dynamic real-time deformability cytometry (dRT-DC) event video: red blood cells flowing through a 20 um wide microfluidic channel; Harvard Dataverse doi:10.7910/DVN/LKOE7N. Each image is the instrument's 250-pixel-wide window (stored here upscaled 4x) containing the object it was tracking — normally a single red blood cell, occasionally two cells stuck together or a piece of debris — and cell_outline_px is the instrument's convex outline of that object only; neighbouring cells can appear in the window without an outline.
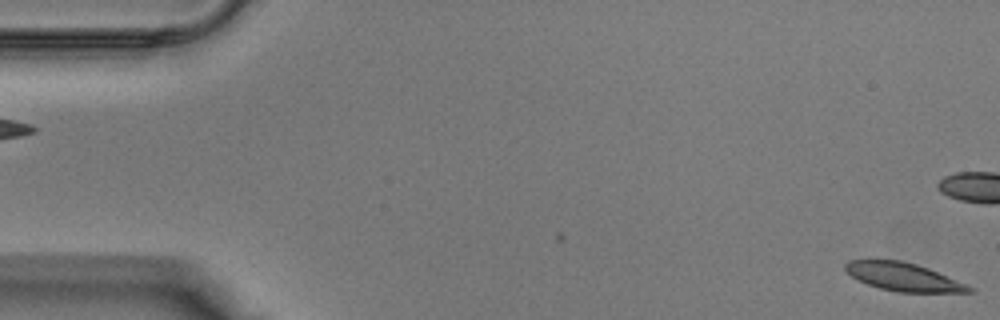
{"species": "Egyptian fruit bat (a non-hibernating species)", "species_latin": "Rousettus aegyptiacus", "temperature_condition": "warm", "stored_images_in_passage": 2, "camera_frame_rate_fps": 3000, "um_per_image_px": 0.085, "animal": {"sex": "male"}, "frame": {"image": 1, "passage_image": 2, "time_ms": 0.333, "image_size_px": [1000, 320], "cell_outline_px": [[976, 292], [896, 292], [880, 288], [868, 284], [852, 276], [844, 268], [844, 264], [848, 260], [900, 260], [916, 264], [928, 268], [976, 288]], "centroid_in_image_um": [76.82, 23.54], "position_along_channel_um": 8.2, "area_um2": 20.17}}